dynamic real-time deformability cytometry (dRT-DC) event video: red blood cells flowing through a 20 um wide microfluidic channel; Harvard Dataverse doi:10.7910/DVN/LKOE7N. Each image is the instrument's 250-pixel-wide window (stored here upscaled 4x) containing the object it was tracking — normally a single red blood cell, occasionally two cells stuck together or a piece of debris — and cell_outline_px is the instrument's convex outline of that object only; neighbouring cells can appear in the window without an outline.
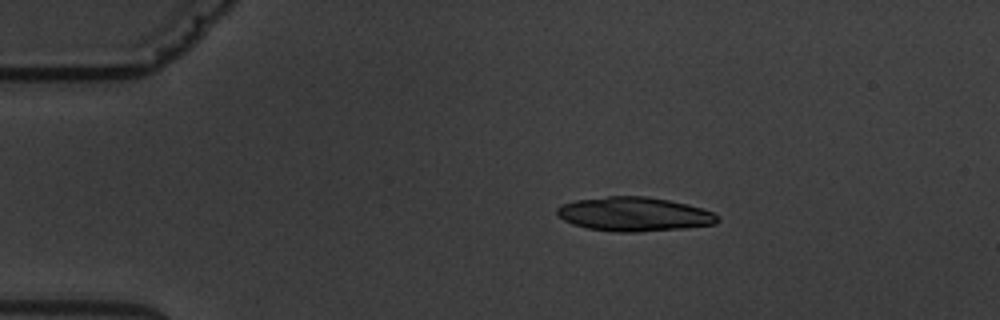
{"species": "common noctule bat (a hibernating species)", "species_latin": "Nyctalus noctula", "temperature_condition": "warm", "stored_images_in_passage": 5, "camera_frame_rate_fps": 3000, "um_per_image_px": 0.085, "animal": {"sex": "male", "body_mass_g": 19.5, "forearm_length_mm": 54.6}, "frame": {"image": 1, "passage_image": 1, "time_ms": 0.0, "image_size_px": [1000, 320], "cell_outline_px": [[720, 220], [716, 224], [684, 228], [640, 232], [616, 232], [588, 228], [572, 224], [564, 220], [556, 212], [556, 208], [560, 204], [576, 200], [608, 196], [648, 196], [688, 204], [712, 212], [720, 216]], "centroid_in_image_um": [53.91, 18.2], "position_along_channel_um": 31.1, "area_um2": 32.02}}